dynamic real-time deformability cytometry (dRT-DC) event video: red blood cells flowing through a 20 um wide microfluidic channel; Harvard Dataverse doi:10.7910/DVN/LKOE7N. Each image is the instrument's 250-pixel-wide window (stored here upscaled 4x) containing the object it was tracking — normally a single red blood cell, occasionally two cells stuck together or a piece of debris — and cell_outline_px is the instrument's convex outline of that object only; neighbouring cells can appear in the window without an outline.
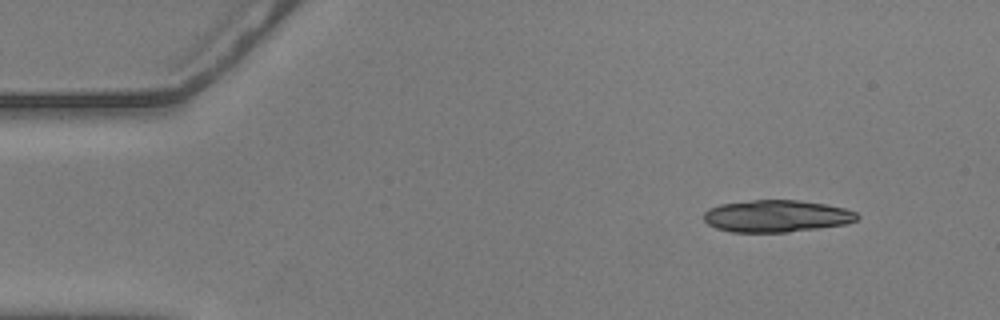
{"species": "common noctule bat (a hibernating species)", "species_latin": "Nyctalus noctula", "temperature_condition": "warm", "stored_images_in_passage": 50, "camera_frame_rate_fps": 3000, "um_per_image_px": 0.085, "animal": {"sex": "male", "body_mass_g": 20.5, "forearm_length_mm": 52.5}, "frame": {"image": 1, "passage_image": 1, "time_ms": 0.0, "image_size_px": [1000, 320], "cell_outline_px": [[860, 216], [856, 220], [848, 224], [788, 232], [732, 232], [716, 228], [708, 224], [704, 220], [704, 212], [708, 208], [720, 204], [752, 200], [800, 200], [824, 204], [844, 208], [856, 212]], "centroid_in_image_um": [66.0, 18.37], "position_along_channel_um": 19.0, "area_um2": 28.73}}
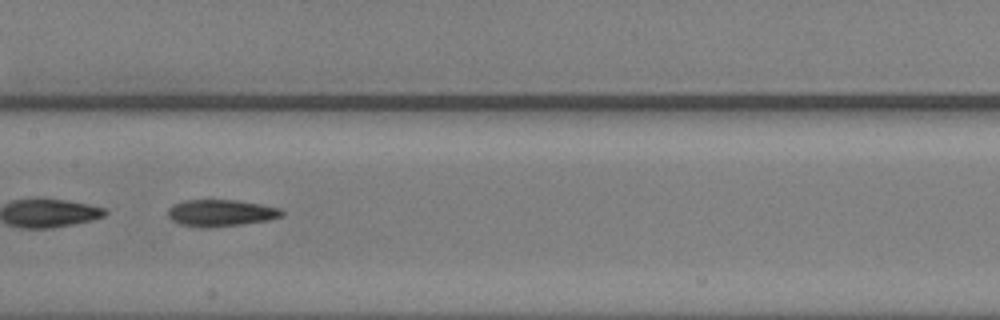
{"frame": {"image": 2, "passage_image": 23, "time_ms": 7.333, "image_size_px": [1000, 320], "cell_outline_px": [[284, 216], [268, 220], [244, 224], [208, 228], [200, 228], [180, 224], [172, 220], [168, 216], [168, 208], [172, 204], [184, 200], [236, 200], [260, 204], [280, 208], [284, 212]], "centroid_in_image_um": [18.76, 18.11], "position_along_channel_um": 188.6, "area_um2": 17.98}}
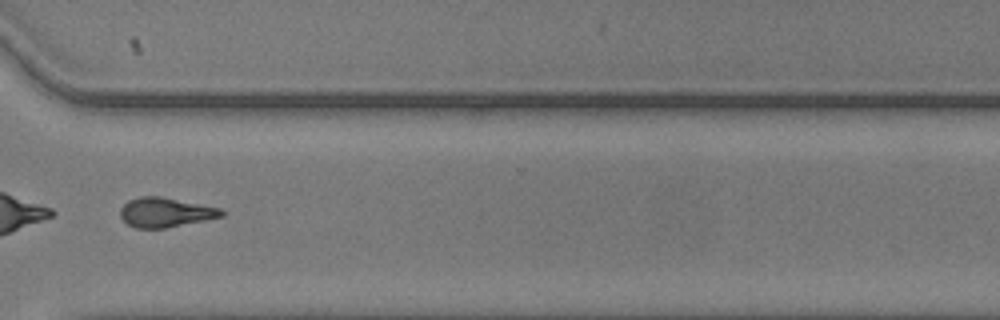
{"frame": {"image": 3, "passage_image": 37, "time_ms": 12.0, "image_size_px": [1000, 320], "cell_outline_px": [[224, 216], [164, 228], [136, 228], [128, 224], [120, 216], [120, 208], [128, 200], [140, 196], [160, 196], [220, 208], [224, 212]], "centroid_in_image_um": [14.03, 18.04], "position_along_channel_um": 356.6, "area_um2": 17.22}, "authors_computed_cell_mechanics": {"area_um2": 18.207, "velocity_mm_per_s": 3.6103, "shape_relaxation_time_tau1_ms": 9.6435, "shape_relaxation_time_tau2_ms": 10.1179, "deformation_change_tau1": 0.2498, "deformation_change_tau2": 0.2319}}